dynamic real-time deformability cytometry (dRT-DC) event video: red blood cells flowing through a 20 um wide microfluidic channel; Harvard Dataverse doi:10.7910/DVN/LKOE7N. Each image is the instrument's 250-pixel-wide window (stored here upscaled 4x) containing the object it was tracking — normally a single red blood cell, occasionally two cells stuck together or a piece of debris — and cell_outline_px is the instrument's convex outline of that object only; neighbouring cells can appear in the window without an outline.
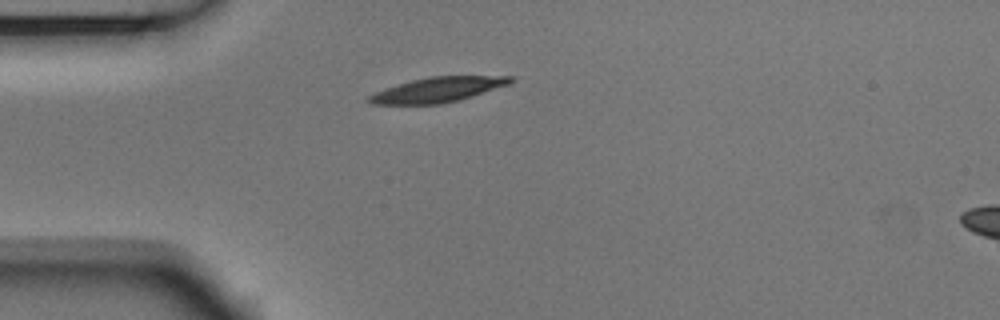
{"species": "Egyptian fruit bat (a non-hibernating species)", "species_latin": "Rousettus aegyptiacus", "temperature_condition": "room temperature", "stored_images_in_passage": 2, "segment_of_instrument_passage": [1, 2], "camera_frame_rate_fps": 3000, "um_per_image_px": 0.085, "animal": {"sex": "male"}, "frame": {"image": 1, "passage_image": 1, "time_ms": 0.0, "image_size_px": [1000, 320], "cell_outline_px": [[516, 80], [508, 84], [460, 100], [440, 104], [372, 104], [364, 100], [368, 96], [384, 88], [412, 80], [428, 76], [516, 76]], "centroid_in_image_um": [37.2, 7.62], "position_along_channel_um": 47.8, "area_um2": 20.58}}